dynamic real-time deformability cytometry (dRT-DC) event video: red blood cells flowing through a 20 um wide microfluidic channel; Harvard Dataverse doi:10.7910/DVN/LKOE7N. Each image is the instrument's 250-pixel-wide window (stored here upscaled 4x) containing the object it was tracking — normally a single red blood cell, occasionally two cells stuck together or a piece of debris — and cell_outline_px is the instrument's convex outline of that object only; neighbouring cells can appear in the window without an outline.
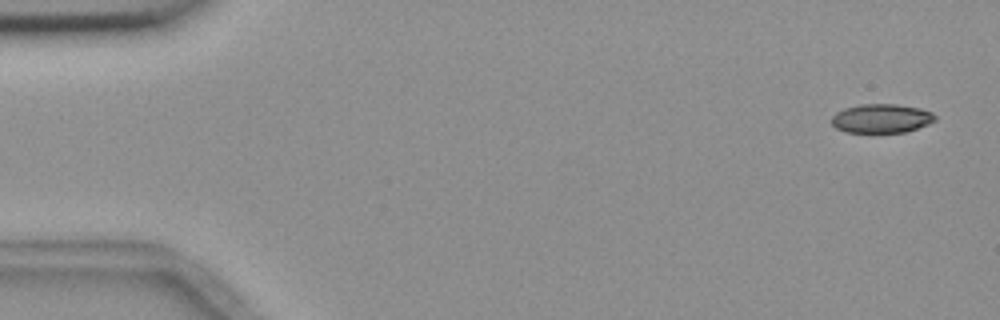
{"species": "common noctule bat (a hibernating species)", "species_latin": "Nyctalus noctula", "temperature_condition": "room temperature", "stored_images_in_passage": 5, "camera_frame_rate_fps": 3000, "um_per_image_px": 0.085, "animal": {"sex": "female", "body_mass_g": 18.4}, "frame": {"image": 1, "passage_image": 1, "time_ms": 0.0, "image_size_px": [1000, 320], "cell_outline_px": [[936, 120], [928, 124], [904, 132], [844, 132], [836, 128], [832, 124], [832, 116], [836, 112], [844, 108], [860, 104], [896, 104], [920, 108], [932, 112], [936, 116]], "centroid_in_image_um": [74.91, 10.06], "position_along_channel_um": 10.1, "area_um2": 17.46}}
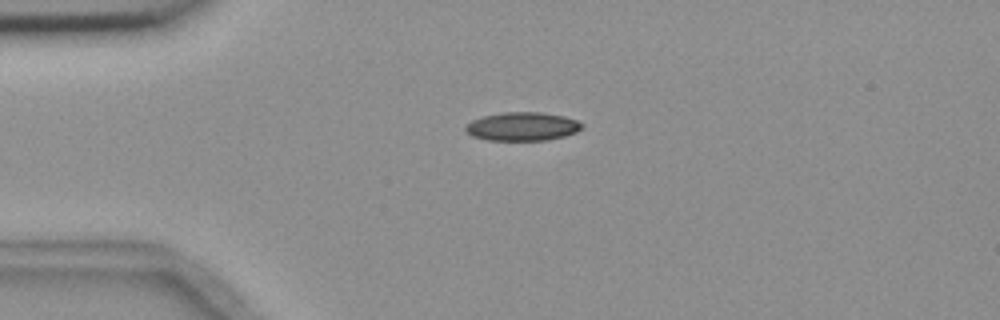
{"frame": {"image": 2, "passage_image": 4, "time_ms": 3.667, "image_size_px": [1000, 320], "cell_outline_px": [[584, 128], [576, 132], [564, 136], [548, 140], [488, 140], [472, 136], [464, 132], [464, 128], [472, 120], [484, 116], [504, 112], [540, 112], [564, 116], [576, 120], [584, 124]], "centroid_in_image_um": [44.41, 10.75], "position_along_channel_um": 40.6, "area_um2": 19.42}}